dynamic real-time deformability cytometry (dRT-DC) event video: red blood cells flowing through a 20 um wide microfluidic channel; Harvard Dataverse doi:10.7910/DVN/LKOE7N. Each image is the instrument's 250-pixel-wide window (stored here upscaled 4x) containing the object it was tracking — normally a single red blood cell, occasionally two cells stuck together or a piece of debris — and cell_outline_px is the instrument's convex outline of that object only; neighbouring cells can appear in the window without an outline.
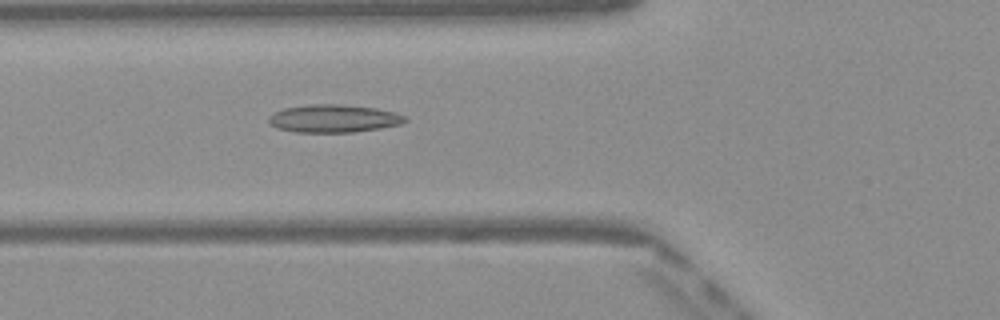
{"species": "Egyptian fruit bat (a non-hibernating species)", "species_latin": "Rousettus aegyptiacus", "temperature_condition": "warm", "stored_images_in_passage": 49, "camera_frame_rate_fps": 3000, "um_per_image_px": 0.085, "frame": {"image": 1, "passage_image": 18, "time_ms": 5.667, "image_size_px": [1000, 320], "cell_outline_px": [[408, 120], [400, 124], [380, 128], [352, 132], [296, 132], [276, 128], [268, 120], [268, 116], [272, 112], [284, 108], [312, 104], [340, 104], [376, 108], [396, 112], [404, 116]], "centroid_in_image_um": [28.34, 10.07], "position_along_channel_um": 97.5, "area_um2": 22.14}}
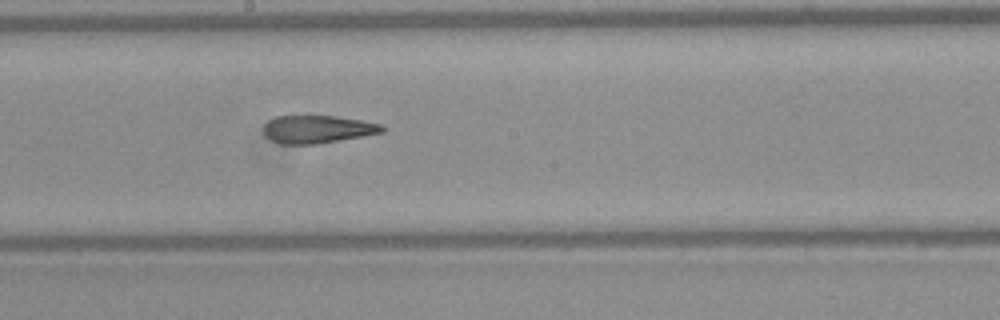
{"frame": {"image": 2, "passage_image": 27, "time_ms": 8.667, "image_size_px": [1000, 320], "cell_outline_px": [[388, 128], [384, 132], [316, 144], [280, 144], [272, 140], [264, 132], [264, 124], [268, 120], [276, 116], [336, 116], [360, 120], [380, 124]], "centroid_in_image_um": [27.0, 10.98], "position_along_channel_um": 221.2, "area_um2": 19.07}}
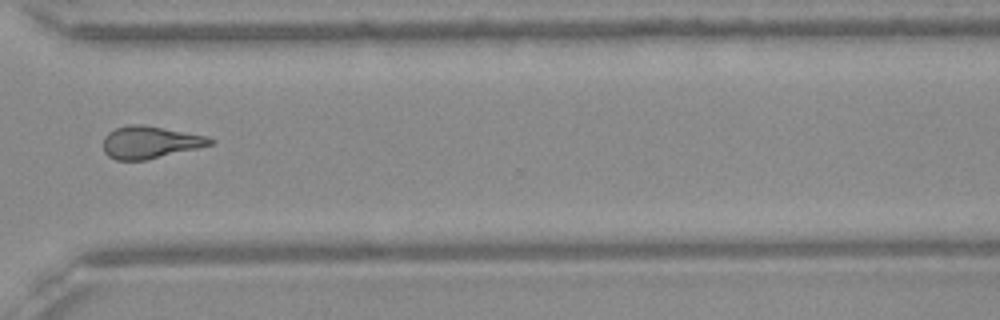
{"frame": {"image": 3, "passage_image": 37, "time_ms": 12.0, "image_size_px": [1000, 320], "cell_outline_px": [[216, 140], [212, 144], [196, 148], [144, 160], [116, 160], [108, 156], [104, 152], [104, 136], [108, 132], [116, 128], [128, 124], [140, 124], [208, 136]], "centroid_in_image_um": [12.73, 12.08], "position_along_channel_um": 357.9, "area_um2": 19.88}, "authors_computed_cell_mechanics": {"area_um2": 20.519, "velocity_mm_per_s": 4.0989, "shape_relaxation_time_tau1_ms": null, "shape_relaxation_time_tau2_ms": 1.819, "deformation_change_tau1": null, "deformation_change_tau2": 0.1173}}